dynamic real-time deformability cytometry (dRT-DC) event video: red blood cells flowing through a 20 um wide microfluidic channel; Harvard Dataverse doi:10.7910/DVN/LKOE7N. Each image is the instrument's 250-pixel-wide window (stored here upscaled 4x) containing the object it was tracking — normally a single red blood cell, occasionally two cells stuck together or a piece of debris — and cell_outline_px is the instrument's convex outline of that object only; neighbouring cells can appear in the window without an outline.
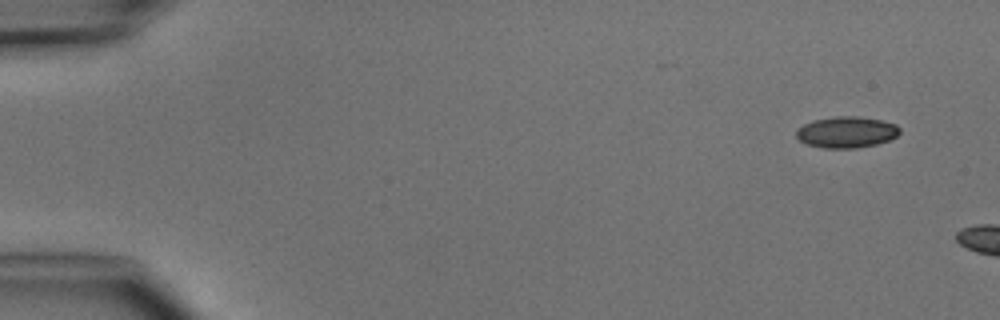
{"species": "common noctule bat (a hibernating species)", "species_latin": "Nyctalus noctula", "temperature_condition": "cold", "stored_images_in_passage": 3, "camera_frame_rate_fps": 3000, "um_per_image_px": 0.085, "animal": {"sex": "male", "body_mass_g": 15.6}, "frame": {"image": 1, "passage_image": 1, "time_ms": 0.0, "image_size_px": [1000, 320], "cell_outline_px": [[900, 132], [892, 140], [876, 144], [856, 148], [824, 148], [808, 144], [800, 140], [796, 136], [796, 128], [812, 120], [836, 116], [856, 116], [880, 120], [896, 124], [900, 128]], "centroid_in_image_um": [71.96, 11.23], "position_along_channel_um": 13.0, "area_um2": 18.9}}